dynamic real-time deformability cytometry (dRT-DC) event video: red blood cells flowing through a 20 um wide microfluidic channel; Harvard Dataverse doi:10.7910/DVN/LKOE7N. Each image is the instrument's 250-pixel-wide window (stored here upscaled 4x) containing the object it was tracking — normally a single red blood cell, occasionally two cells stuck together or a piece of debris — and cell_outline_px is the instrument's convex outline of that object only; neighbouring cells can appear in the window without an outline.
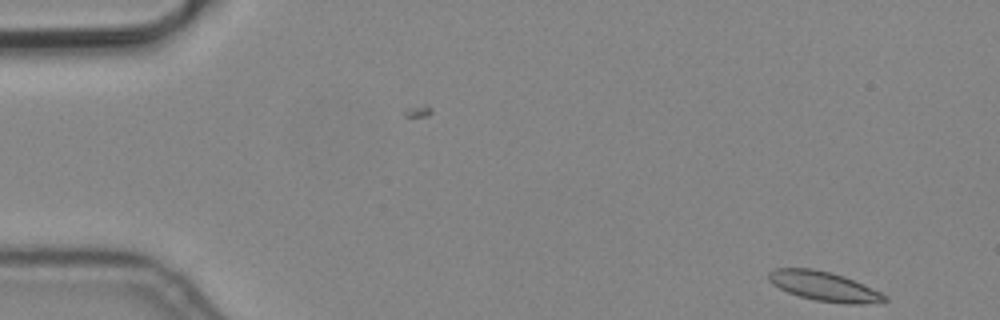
{"species": "common noctule bat (a hibernating species)", "species_latin": "Nyctalus noctula", "temperature_condition": "cold", "stored_images_in_passage": 5, "camera_frame_rate_fps": 3000, "um_per_image_px": 0.085, "animal": {"sex": "male", "body_mass_g": 19.2, "forearm_length_mm": 51.8}, "frame": {"image": 1, "passage_image": 1, "time_ms": 0.0, "image_size_px": [1000, 320], "cell_outline_px": [[888, 300], [864, 304], [844, 304], [816, 300], [800, 296], [788, 292], [772, 284], [768, 280], [768, 272], [776, 268], [812, 268], [844, 276], [864, 284], [888, 296]], "centroid_in_image_um": [70.04, 24.33], "position_along_channel_um": 15.0, "area_um2": 19.83}}
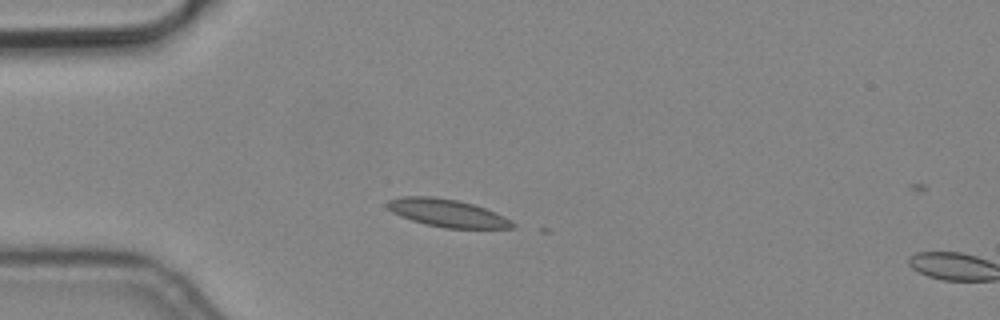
{"frame": {"image": 2, "passage_image": 4, "time_ms": 1.0, "image_size_px": [1000, 320], "cell_outline_px": [[516, 228], [444, 228], [424, 224], [400, 216], [392, 212], [384, 204], [388, 200], [404, 196], [432, 196], [456, 200], [472, 204], [484, 208], [504, 216], [512, 220], [516, 224]], "centroid_in_image_um": [38.0, 18.11], "position_along_channel_um": 47.0, "area_um2": 20.23}}